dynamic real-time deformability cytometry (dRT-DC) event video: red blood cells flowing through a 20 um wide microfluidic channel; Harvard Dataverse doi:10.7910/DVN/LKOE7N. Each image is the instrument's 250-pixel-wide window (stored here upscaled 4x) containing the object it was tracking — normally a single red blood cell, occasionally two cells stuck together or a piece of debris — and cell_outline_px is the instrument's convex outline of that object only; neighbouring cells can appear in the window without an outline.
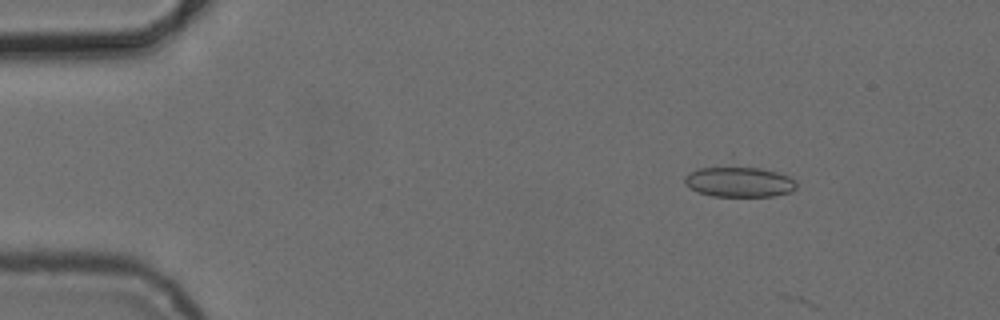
{"species": "common noctule bat (a hibernating species)", "species_latin": "Nyctalus noctula", "temperature_condition": "cold", "stored_images_in_passage": 6, "camera_frame_rate_fps": 3000, "um_per_image_px": 0.085, "animal": {"sex": "female", "body_mass_g": 24.6, "forearm_length_mm": 56.2}, "frame": {"image": 1, "passage_image": 3, "time_ms": 2.333, "image_size_px": [1000, 320], "cell_outline_px": [[796, 188], [792, 192], [772, 196], [712, 196], [700, 192], [684, 184], [684, 176], [688, 172], [700, 168], [760, 168], [776, 172], [788, 176], [796, 180]], "centroid_in_image_um": [62.85, 15.48], "position_along_channel_um": 22.2, "area_um2": 19.42}}